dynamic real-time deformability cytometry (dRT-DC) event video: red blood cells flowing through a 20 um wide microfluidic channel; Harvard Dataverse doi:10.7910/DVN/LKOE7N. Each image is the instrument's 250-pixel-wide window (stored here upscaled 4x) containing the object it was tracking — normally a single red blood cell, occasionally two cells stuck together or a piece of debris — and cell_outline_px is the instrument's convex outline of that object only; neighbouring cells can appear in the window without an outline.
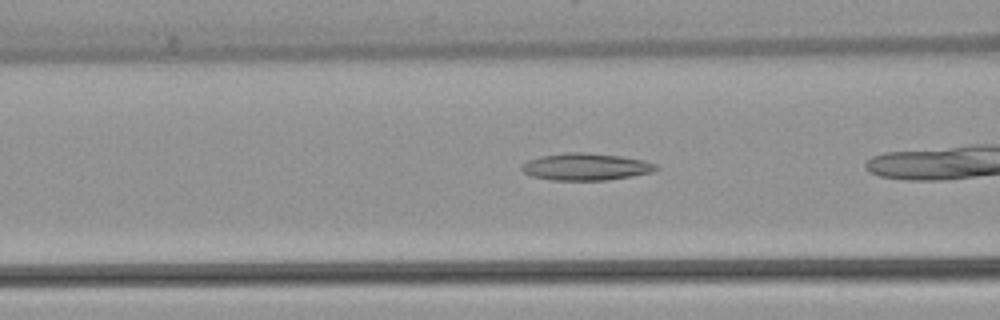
{"species": "common noctule bat (a hibernating species)", "species_latin": "Nyctalus noctula", "temperature_condition": "warm", "stored_images_in_passage": 26, "camera_frame_rate_fps": 3000, "um_per_image_px": 0.085, "animal": {"sex": "female", "body_mass_g": 22.7, "forearm_length_mm": 54.2}, "frame": {"image": 1, "passage_image": 5, "time_ms": 1.333, "image_size_px": [1000, 320], "cell_outline_px": [[660, 168], [652, 172], [632, 176], [608, 180], [552, 180], [532, 176], [524, 172], [520, 168], [528, 160], [540, 156], [564, 152], [588, 152], [620, 156], [644, 160], [656, 164]], "centroid_in_image_um": [49.82, 14.17], "position_along_channel_um": 116.8, "area_um2": 21.27}}
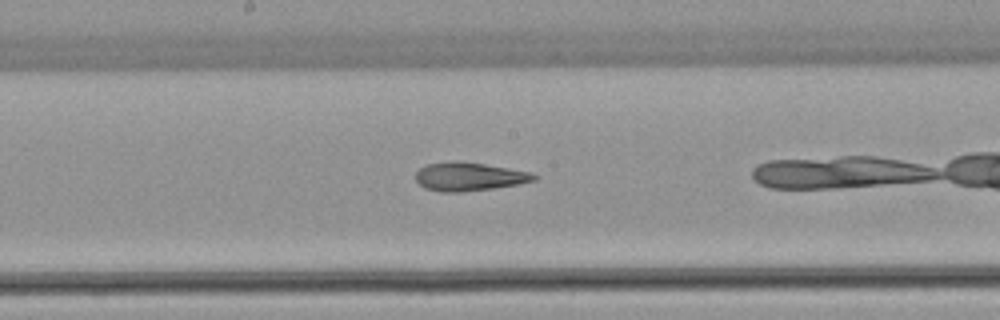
{"frame": {"image": 2, "passage_image": 12, "time_ms": 3.667, "image_size_px": [1000, 320], "cell_outline_px": [[540, 176], [536, 180], [520, 184], [496, 188], [460, 192], [440, 192], [424, 188], [416, 180], [416, 172], [420, 168], [428, 164], [452, 160], [456, 160], [484, 164], [532, 172]], "centroid_in_image_um": [39.91, 15.01], "position_along_channel_um": 208.3, "area_um2": 19.88}}
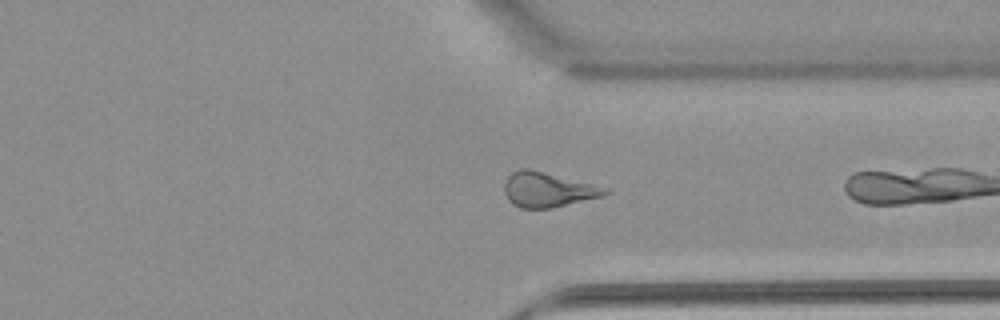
{"frame": {"image": 3, "passage_image": 24, "time_ms": 7.667, "image_size_px": [1000, 320], "cell_outline_px": [[612, 192], [604, 196], [552, 208], [520, 208], [512, 204], [508, 200], [504, 192], [504, 180], [512, 172], [520, 168], [528, 168], [612, 188]], "centroid_in_image_um": [46.6, 16.12], "position_along_channel_um": 364.8, "area_um2": 20.87}}